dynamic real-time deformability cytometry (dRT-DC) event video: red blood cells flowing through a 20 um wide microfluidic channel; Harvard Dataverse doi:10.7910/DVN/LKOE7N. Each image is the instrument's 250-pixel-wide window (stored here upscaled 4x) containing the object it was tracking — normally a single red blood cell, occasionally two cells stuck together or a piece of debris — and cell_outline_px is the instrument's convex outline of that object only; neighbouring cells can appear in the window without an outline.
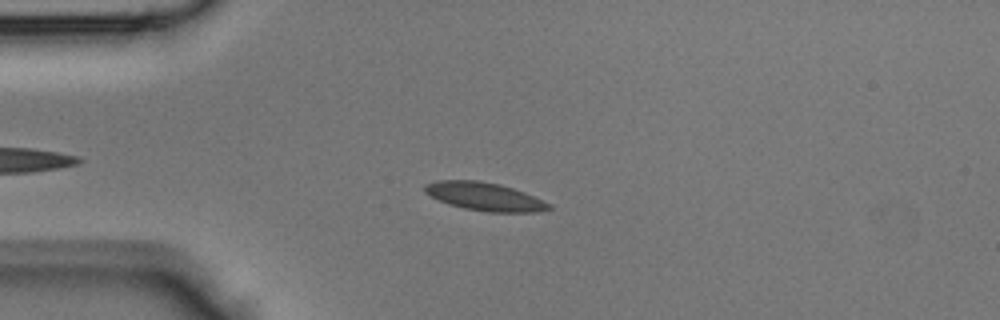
{"species": "Egyptian fruit bat (a non-hibernating species)", "species_latin": "Rousettus aegyptiacus", "temperature_condition": "room temperature", "stored_images_in_passage": 29, "camera_frame_rate_fps": 3000, "um_per_image_px": 0.085, "animal": {"sex": "male"}, "frame": {"image": 1, "passage_image": 8, "time_ms": 2.333, "image_size_px": [1000, 320], "cell_outline_px": [[552, 208], [536, 212], [488, 212], [464, 208], [448, 204], [424, 192], [424, 184], [436, 180], [480, 180], [500, 184], [524, 192], [552, 204]], "centroid_in_image_um": [41.19, 16.7], "position_along_channel_um": 43.8, "area_um2": 20.4}}
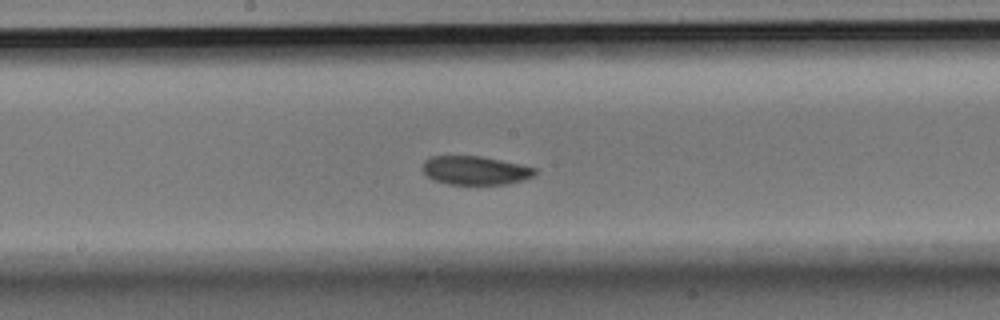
{"frame": {"image": 2, "passage_image": 20, "time_ms": 6.333, "image_size_px": [1000, 320], "cell_outline_px": [[536, 172], [532, 176], [524, 180], [504, 184], [448, 184], [432, 180], [424, 172], [424, 160], [432, 156], [480, 156], [520, 164], [536, 168]], "centroid_in_image_um": [40.39, 14.48], "position_along_channel_um": 207.8, "area_um2": 18.61}}
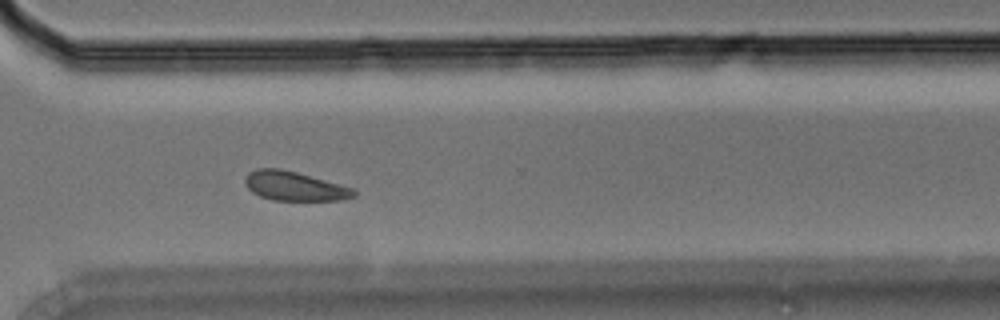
{"frame": {"image": 3, "passage_image": 29, "time_ms": 9.333, "image_size_px": [1000, 320], "cell_outline_px": [[356, 196], [344, 200], [272, 200], [260, 196], [252, 192], [244, 184], [244, 176], [248, 172], [256, 168], [280, 168], [296, 172], [356, 188]], "centroid_in_image_um": [25.03, 15.81], "position_along_channel_um": 345.6, "area_um2": 18.79}}